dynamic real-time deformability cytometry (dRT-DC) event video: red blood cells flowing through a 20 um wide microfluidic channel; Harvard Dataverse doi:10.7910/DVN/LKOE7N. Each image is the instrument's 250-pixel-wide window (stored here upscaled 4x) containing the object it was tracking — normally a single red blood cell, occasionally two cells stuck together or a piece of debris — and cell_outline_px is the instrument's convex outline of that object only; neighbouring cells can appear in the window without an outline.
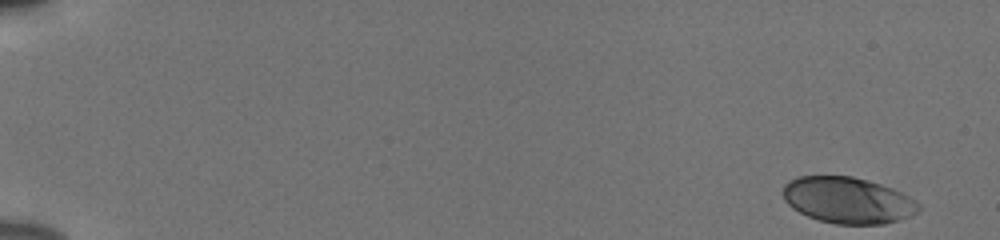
{"species": "human", "species_latin": "Homo sapiens", "temperature_condition": "cold", "stored_images_in_passage": 53, "camera_frame_rate_fps": 3000, "um_per_image_px": 0.085, "donor": {"sex": "male"}, "frame": {"image": 1, "passage_image": 1, "time_ms": 0.0, "image_size_px": [1000, 240], "cell_outline_px": [[920, 208], [912, 216], [900, 220], [884, 224], [836, 224], [820, 220], [808, 216], [792, 208], [784, 200], [784, 184], [788, 180], [800, 176], [852, 176], [868, 180], [892, 188], [916, 200], [920, 204]], "centroid_in_image_um": [72.08, 17.02], "position_along_channel_um": 12.9, "area_um2": 36.59}}
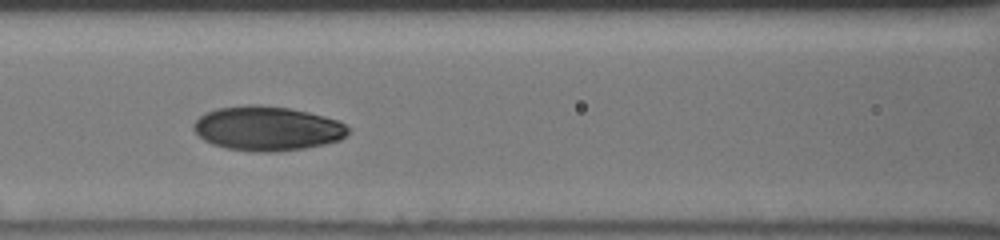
{"frame": {"image": 2, "passage_image": 25, "time_ms": 8.0, "image_size_px": [1000, 240], "cell_outline_px": [[352, 128], [340, 140], [324, 144], [304, 148], [272, 152], [252, 152], [224, 148], [212, 144], [204, 140], [192, 128], [192, 124], [204, 112], [216, 108], [248, 104], [256, 104], [288, 108], [308, 112], [340, 120]], "centroid_in_image_um": [22.71, 10.91], "position_along_channel_um": 143.9, "area_um2": 40.34}}
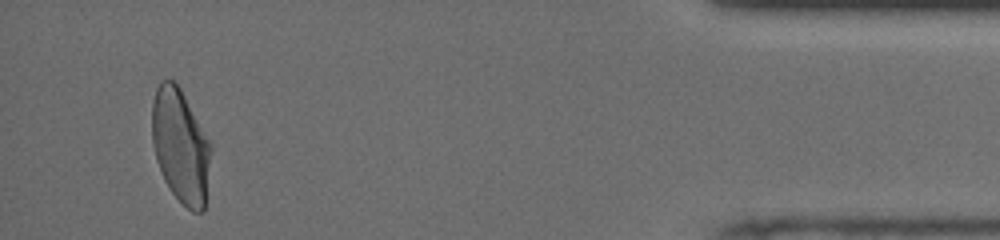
{"frame": {"image": 3, "passage_image": 51, "time_ms": 16.667, "image_size_px": [1000, 240], "cell_outline_px": [[212, 148], [204, 212], [192, 212], [172, 192], [164, 180], [156, 160], [152, 144], [152, 100], [156, 88], [160, 80], [172, 80], [180, 88], [212, 144]], "centroid_in_image_um": [15.35, 12.4], "position_along_channel_um": 419.9, "area_um2": 39.19}, "authors_computed_cell_mechanics": {"area_um2": 38.3214, "velocity_mm_per_s": 3.8406, "shape_relaxation_time_tau1_ms": 3.808, "shape_relaxation_time_tau2_ms": 1.2093, "deformation_change_tau1": 0.1444, "deformation_change_tau2": 0.0477}}